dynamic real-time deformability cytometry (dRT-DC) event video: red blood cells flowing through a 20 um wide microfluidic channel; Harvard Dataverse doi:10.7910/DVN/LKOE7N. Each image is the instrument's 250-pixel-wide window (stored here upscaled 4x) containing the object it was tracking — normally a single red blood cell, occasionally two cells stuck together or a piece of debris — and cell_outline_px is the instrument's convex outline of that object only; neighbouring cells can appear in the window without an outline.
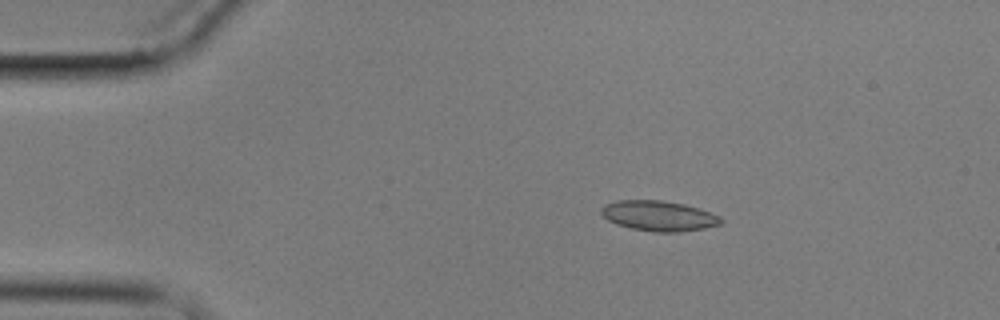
{"species": "common noctule bat (a hibernating species)", "species_latin": "Nyctalus noctula", "temperature_condition": "cold", "stored_images_in_passage": 4, "camera_frame_rate_fps": 3000, "um_per_image_px": 0.085, "animal": {"sex": "male", "body_mass_g": 17.9}, "frame": {"image": 1, "passage_image": 2, "time_ms": 1.333, "image_size_px": [1000, 320], "cell_outline_px": [[724, 220], [720, 224], [704, 228], [680, 232], [652, 232], [632, 228], [616, 224], [608, 220], [600, 212], [600, 208], [604, 204], [620, 200], [660, 200], [684, 204], [700, 208], [720, 216]], "centroid_in_image_um": [56.0, 18.35], "position_along_channel_um": 29.0, "area_um2": 21.15}}